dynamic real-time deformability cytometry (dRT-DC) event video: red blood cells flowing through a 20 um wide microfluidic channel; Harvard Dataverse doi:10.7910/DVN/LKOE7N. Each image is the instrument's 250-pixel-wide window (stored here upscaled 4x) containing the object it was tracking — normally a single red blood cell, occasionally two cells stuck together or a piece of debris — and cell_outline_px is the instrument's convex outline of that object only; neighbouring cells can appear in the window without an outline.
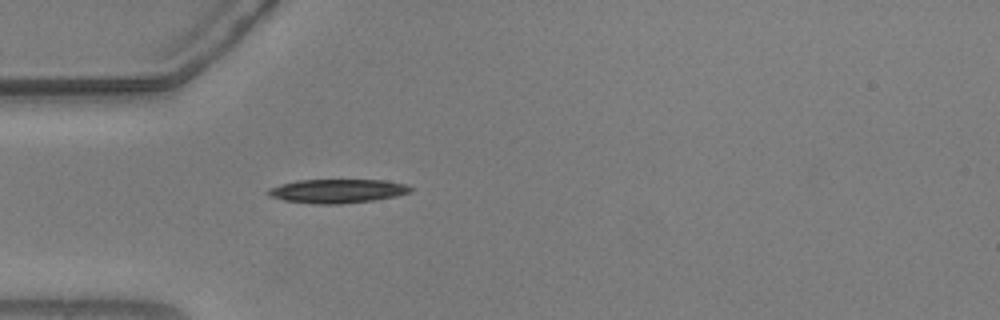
{"species": "common noctule bat (a hibernating species)", "species_latin": "Nyctalus noctula", "temperature_condition": "warm", "stored_images_in_passage": 40, "camera_frame_rate_fps": 3000, "um_per_image_px": 0.085, "animal": {"sex": "male", "body_mass_g": 20.5, "forearm_length_mm": 52.5}, "frame": {"image": 1, "passage_image": 1, "time_ms": 0.0, "image_size_px": [1000, 320], "cell_outline_px": [[412, 192], [396, 196], [372, 200], [340, 204], [312, 204], [284, 200], [268, 196], [264, 192], [268, 188], [280, 184], [296, 180], [384, 180], [404, 184], [412, 188]], "centroid_in_image_um": [28.61, 16.24], "position_along_channel_um": 56.4, "area_um2": 19.94}}
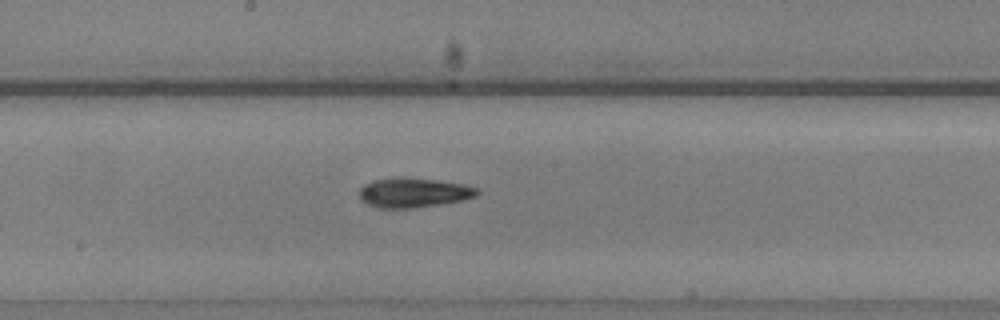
{"frame": {"image": 2, "passage_image": 14, "time_ms": 4.333, "image_size_px": [1000, 320], "cell_outline_px": [[480, 192], [476, 196], [464, 200], [412, 208], [380, 208], [368, 204], [360, 200], [360, 188], [364, 184], [376, 180], [400, 176], [436, 180], [464, 184], [480, 188]], "centroid_in_image_um": [35.18, 16.36], "position_along_channel_um": 213.0, "area_um2": 20.4}}
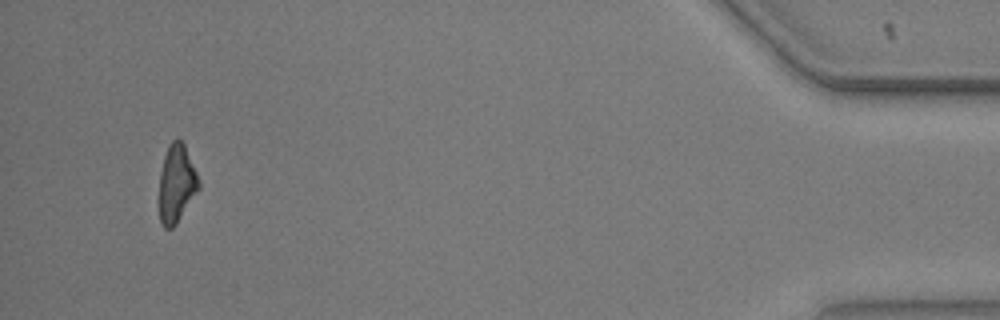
{"frame": {"image": 3, "passage_image": 37, "time_ms": 12.0, "image_size_px": [1000, 320], "cell_outline_px": [[200, 188], [176, 224], [172, 228], [164, 228], [160, 224], [156, 204], [160, 172], [164, 156], [168, 144], [172, 140], [180, 140], [184, 144], [200, 180]], "centroid_in_image_um": [14.95, 15.67], "position_along_channel_um": 420.2, "area_um2": 18.61}, "authors_computed_cell_mechanics": {"area_um2": 19.5075, "velocity_mm_per_s": 3.7006, "shape_relaxation_time_tau1_ms": 4.3114, "shape_relaxation_time_tau2_ms": 5.8077, "deformation_change_tau1": 0.1801, "deformation_change_tau2": 0.1371}}